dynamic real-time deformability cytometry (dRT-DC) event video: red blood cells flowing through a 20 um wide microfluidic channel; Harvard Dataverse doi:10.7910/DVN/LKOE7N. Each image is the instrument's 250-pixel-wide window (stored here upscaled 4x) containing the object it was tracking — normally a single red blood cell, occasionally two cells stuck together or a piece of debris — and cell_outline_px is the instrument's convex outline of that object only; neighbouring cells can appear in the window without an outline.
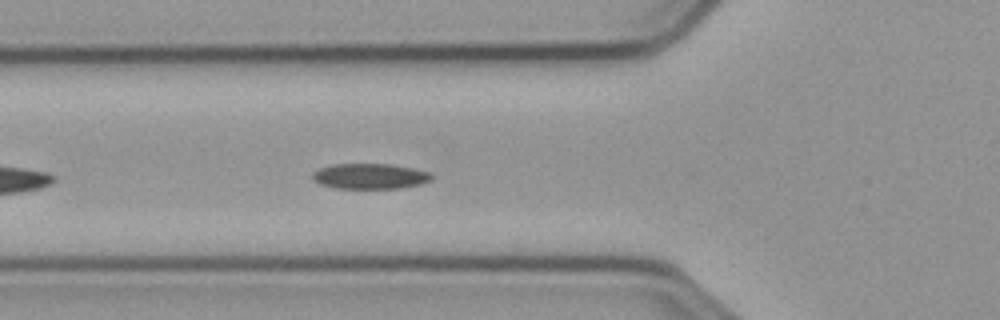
{"species": "common noctule bat (a hibernating species)", "species_latin": "Nyctalus noctula", "temperature_condition": "cold", "stored_images_in_passage": 14, "camera_frame_rate_fps": 3000, "um_per_image_px": 0.085, "animal": {"sex": "male", "body_mass_g": 23.1, "forearm_length_mm": 52.7}, "frame": {"image": 1, "passage_image": 7, "time_ms": 2.0, "image_size_px": [1000, 320], "cell_outline_px": [[432, 180], [420, 184], [400, 188], [336, 188], [320, 184], [312, 180], [312, 172], [320, 168], [332, 164], [392, 164], [432, 172]], "centroid_in_image_um": [31.45, 14.97], "position_along_channel_um": 94.4, "area_um2": 17.74}}